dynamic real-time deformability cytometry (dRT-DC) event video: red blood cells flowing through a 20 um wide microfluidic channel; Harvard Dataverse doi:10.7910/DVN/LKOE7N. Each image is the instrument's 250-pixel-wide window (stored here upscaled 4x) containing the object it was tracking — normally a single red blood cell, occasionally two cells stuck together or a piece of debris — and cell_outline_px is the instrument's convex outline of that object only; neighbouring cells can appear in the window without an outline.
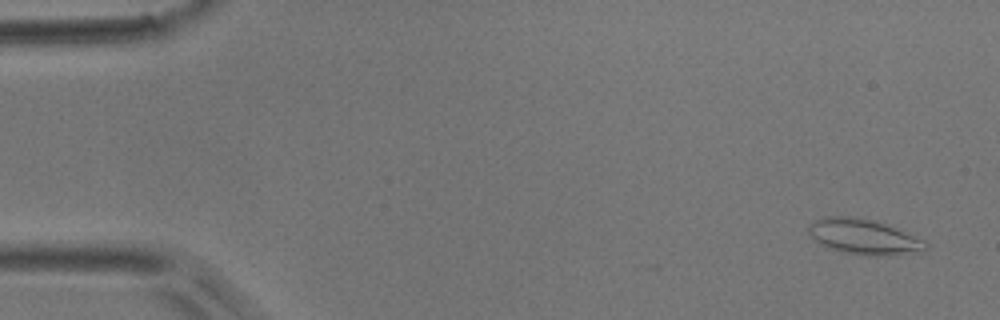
{"species": "common noctule bat (a hibernating species)", "species_latin": "Nyctalus noctula", "temperature_condition": "room temperature", "stored_images_in_passage": 5, "camera_frame_rate_fps": 3000, "um_per_image_px": 0.085, "animal": {"sex": "male", "body_mass_g": 17.9}, "frame": {"image": 1, "passage_image": 1, "time_ms": 0.0, "image_size_px": [1000, 320], "cell_outline_px": [[928, 248], [924, 252], [880, 256], [864, 256], [844, 252], [828, 248], [808, 236], [808, 224], [824, 216], [852, 216], [872, 220], [896, 228], [924, 240], [928, 244]], "centroid_in_image_um": [73.41, 20.14], "position_along_channel_um": 11.6, "area_um2": 24.33}}